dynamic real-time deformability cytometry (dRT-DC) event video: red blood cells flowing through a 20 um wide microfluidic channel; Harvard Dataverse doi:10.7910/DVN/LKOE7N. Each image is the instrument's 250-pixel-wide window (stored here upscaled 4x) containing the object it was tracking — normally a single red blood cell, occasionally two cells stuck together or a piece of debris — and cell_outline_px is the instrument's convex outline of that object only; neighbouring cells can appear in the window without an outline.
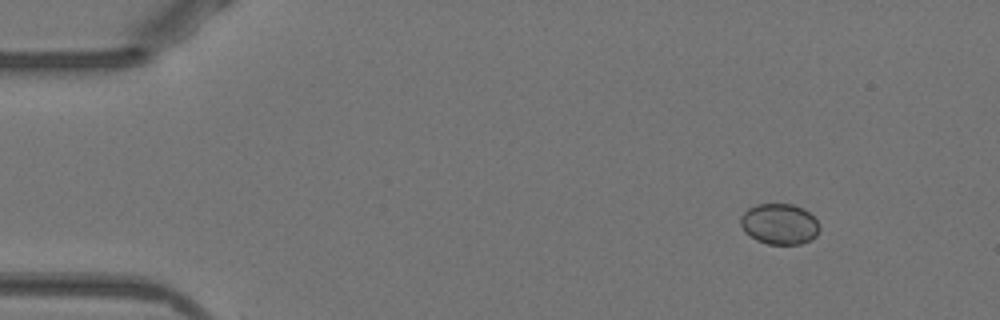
{"species": "Egyptian fruit bat (a non-hibernating species)", "species_latin": "Rousettus aegyptiacus", "temperature_condition": "warm", "stored_images_in_passage": 47, "camera_frame_rate_fps": 3000, "um_per_image_px": 0.085, "animal": {"sex": "female"}, "frame": {"image": 1, "passage_image": 1, "time_ms": 0.0, "image_size_px": [1000, 320], "cell_outline_px": [[820, 228], [816, 236], [812, 240], [800, 244], [768, 244], [756, 240], [744, 232], [740, 224], [740, 216], [748, 208], [756, 204], [792, 204], [804, 208], [820, 224]], "centroid_in_image_um": [66.25, 19.04], "position_along_channel_um": 18.8, "area_um2": 18.96}}
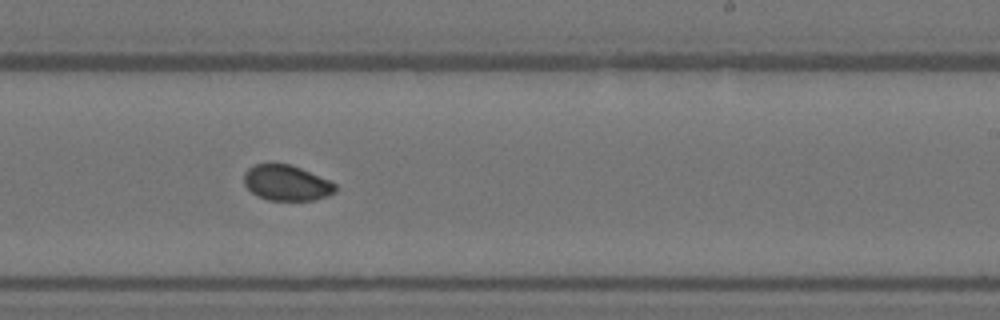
{"frame": {"image": 2, "passage_image": 27, "time_ms": 8.667, "image_size_px": [1000, 320], "cell_outline_px": [[336, 192], [328, 196], [312, 200], [268, 200], [252, 192], [244, 184], [244, 172], [248, 168], [256, 164], [288, 164], [300, 168], [328, 180], [336, 184]], "centroid_in_image_um": [24.36, 15.55], "position_along_channel_um": 264.6, "area_um2": 18.67}}
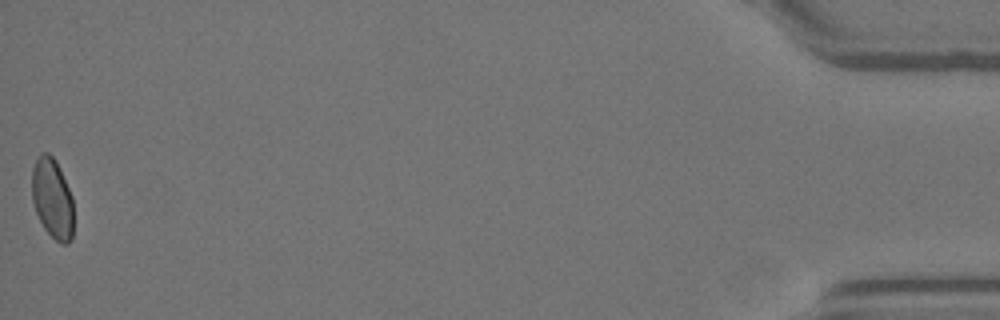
{"frame": {"image": 3, "passage_image": 47, "time_ms": 15.333, "image_size_px": [1000, 320], "cell_outline_px": [[72, 240], [68, 244], [60, 244], [44, 228], [36, 212], [32, 200], [32, 168], [40, 152], [48, 152], [56, 160], [72, 196]], "centroid_in_image_um": [4.44, 16.85], "position_along_channel_um": 430.8, "area_um2": 19.42}, "authors_computed_cell_mechanics": {"area_um2": 19.3052, "velocity_mm_per_s": 3.9417, "shape_relaxation_time_tau1_ms": 5.4434, "shape_relaxation_time_tau2_ms": 5.8501, "deformation_change_tau1": 0.0587, "deformation_change_tau2": 0.0511}}